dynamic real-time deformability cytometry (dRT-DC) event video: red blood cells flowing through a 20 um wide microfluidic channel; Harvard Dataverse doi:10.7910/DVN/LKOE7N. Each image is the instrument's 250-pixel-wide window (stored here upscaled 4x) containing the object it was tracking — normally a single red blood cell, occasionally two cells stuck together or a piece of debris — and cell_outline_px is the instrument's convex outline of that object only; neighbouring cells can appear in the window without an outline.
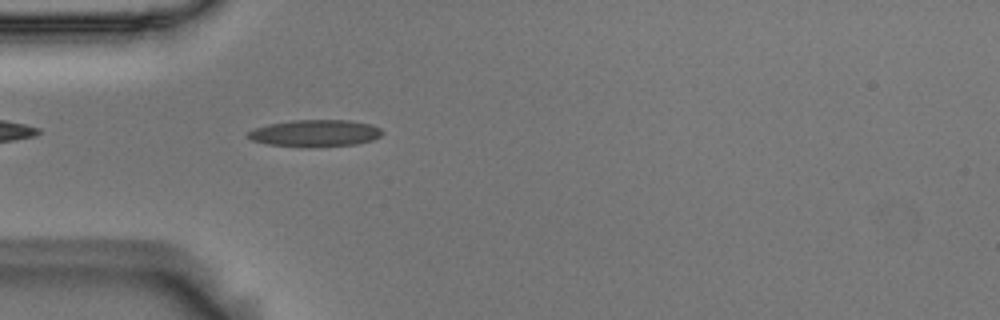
{"species": "Egyptian fruit bat (a non-hibernating species)", "species_latin": "Rousettus aegyptiacus", "temperature_condition": "room temperature", "stored_images_in_passage": 43, "camera_frame_rate_fps": 3000, "um_per_image_px": 0.085, "animal": {"sex": "male"}, "frame": {"image": 1, "passage_image": 4, "time_ms": 1.0, "image_size_px": [1000, 320], "cell_outline_px": [[384, 132], [380, 136], [372, 140], [356, 144], [268, 144], [252, 140], [248, 136], [248, 132], [256, 128], [268, 124], [292, 120], [348, 120], [372, 124], [380, 128]], "centroid_in_image_um": [26.84, 11.26], "position_along_channel_um": 58.2, "area_um2": 19.88}}
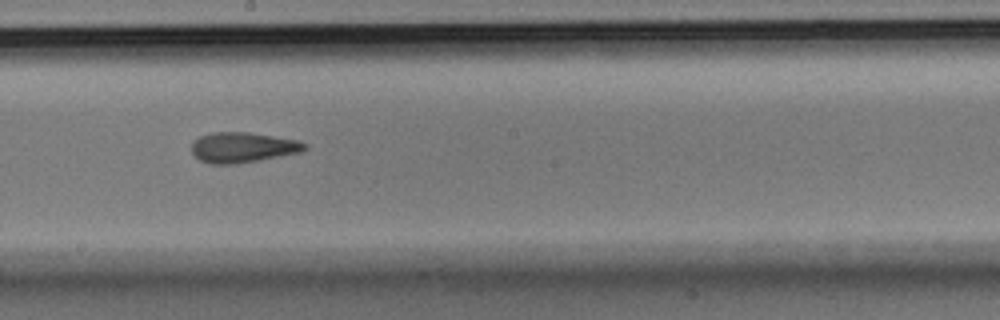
{"frame": {"image": 2, "passage_image": 18, "time_ms": 5.667, "image_size_px": [1000, 320], "cell_outline_px": [[308, 148], [300, 152], [260, 160], [236, 164], [212, 164], [200, 160], [192, 152], [192, 140], [200, 136], [212, 132], [248, 132], [296, 140], [308, 144]], "centroid_in_image_um": [20.62, 12.53], "position_along_channel_um": 227.6, "area_um2": 19.94}}
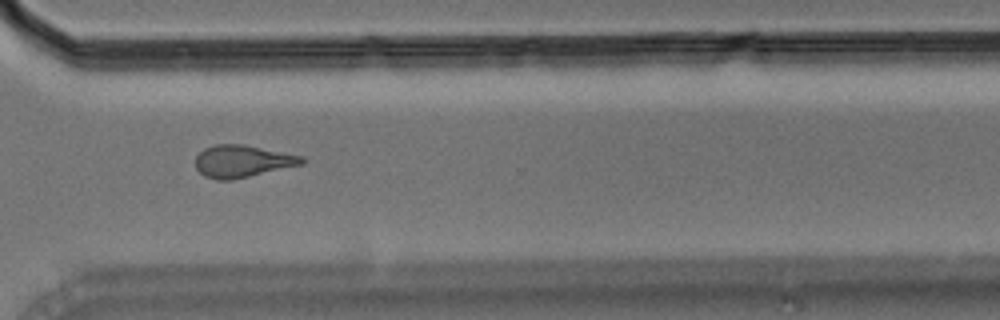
{"frame": {"image": 3, "passage_image": 28, "time_ms": 9.0, "image_size_px": [1000, 320], "cell_outline_px": [[308, 160], [304, 164], [232, 180], [216, 180], [204, 176], [196, 168], [196, 156], [204, 148], [216, 144], [244, 144], [304, 156]], "centroid_in_image_um": [20.64, 13.7], "position_along_channel_um": 350.0, "area_um2": 20.17}, "authors_computed_cell_mechanics": {"area_um2": 19.7098, "velocity_mm_per_s": 3.6807, "shape_relaxation_time_tau1_ms": null, "shape_relaxation_time_tau2_ms": 3.2691, "deformation_change_tau1": null, "deformation_change_tau2": 0.1305}}